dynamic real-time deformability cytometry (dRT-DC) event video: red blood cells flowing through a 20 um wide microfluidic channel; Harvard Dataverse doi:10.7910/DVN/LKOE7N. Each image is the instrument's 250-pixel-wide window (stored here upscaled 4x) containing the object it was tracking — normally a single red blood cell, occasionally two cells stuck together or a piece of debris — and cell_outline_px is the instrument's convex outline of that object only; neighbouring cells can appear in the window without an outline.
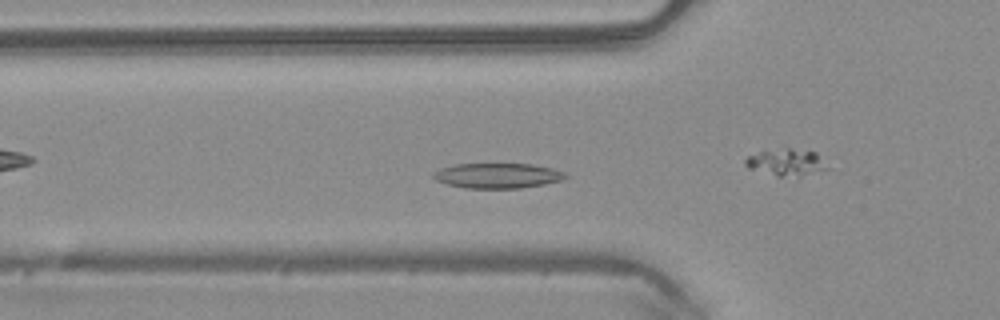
{"species": "common noctule bat (a hibernating species)", "species_latin": "Nyctalus noctula", "temperature_condition": "warm", "stored_images_in_passage": 47, "camera_frame_rate_fps": 3000, "um_per_image_px": 0.085, "animal": {"sex": "male", "body_mass_g": 20.4}, "frame": {"image": 1, "passage_image": 13, "time_ms": 4.0, "image_size_px": [1000, 320], "cell_outline_px": [[568, 176], [560, 180], [544, 184], [520, 188], [464, 188], [448, 184], [436, 180], [432, 176], [432, 172], [440, 168], [452, 164], [532, 164], [552, 168], [564, 172]], "centroid_in_image_um": [42.25, 14.92], "position_along_channel_um": 83.5, "area_um2": 19.31}}
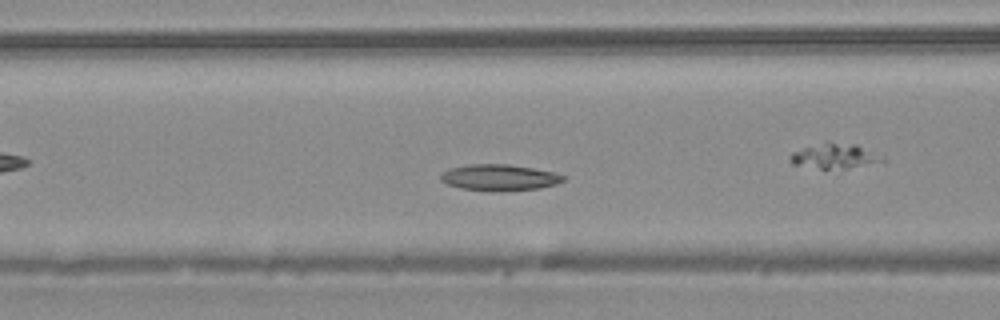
{"frame": {"image": 2, "passage_image": 16, "time_ms": 5.0, "image_size_px": [1000, 320], "cell_outline_px": [[568, 176], [564, 180], [556, 184], [540, 188], [500, 192], [492, 192], [460, 188], [448, 184], [440, 180], [440, 176], [448, 168], [468, 164], [508, 164], [532, 168], [552, 172]], "centroid_in_image_um": [42.44, 15.1], "position_along_channel_um": 124.2, "area_um2": 18.96}}
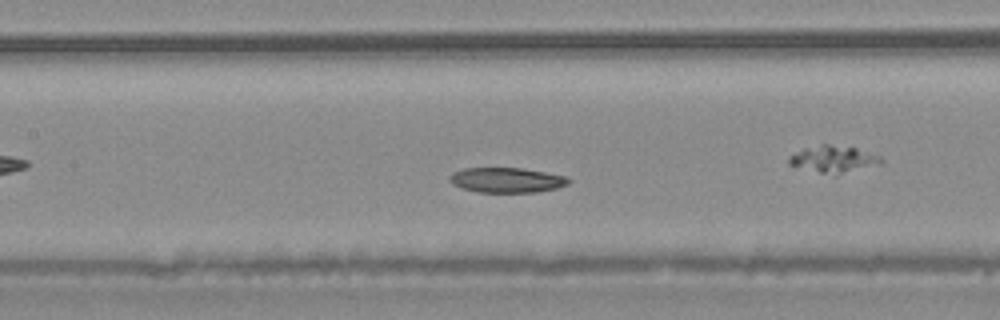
{"frame": {"image": 3, "passage_image": 19, "time_ms": 6.0, "image_size_px": [1000, 320], "cell_outline_px": [[572, 180], [568, 184], [556, 188], [536, 192], [476, 192], [460, 188], [452, 184], [448, 180], [448, 176], [452, 172], [464, 168], [524, 168], [568, 176]], "centroid_in_image_um": [43.05, 15.3], "position_along_channel_um": 164.4, "area_um2": 17.63}, "authors_computed_cell_mechanics": {"area_um2": 18.8428, "velocity_mm_per_s": 4.0086, "shape_relaxation_time_tau1_ms": 2.8649, "shape_relaxation_time_tau2_ms": null, "deformation_change_tau1": 0.082, "deformation_change_tau2": null}}